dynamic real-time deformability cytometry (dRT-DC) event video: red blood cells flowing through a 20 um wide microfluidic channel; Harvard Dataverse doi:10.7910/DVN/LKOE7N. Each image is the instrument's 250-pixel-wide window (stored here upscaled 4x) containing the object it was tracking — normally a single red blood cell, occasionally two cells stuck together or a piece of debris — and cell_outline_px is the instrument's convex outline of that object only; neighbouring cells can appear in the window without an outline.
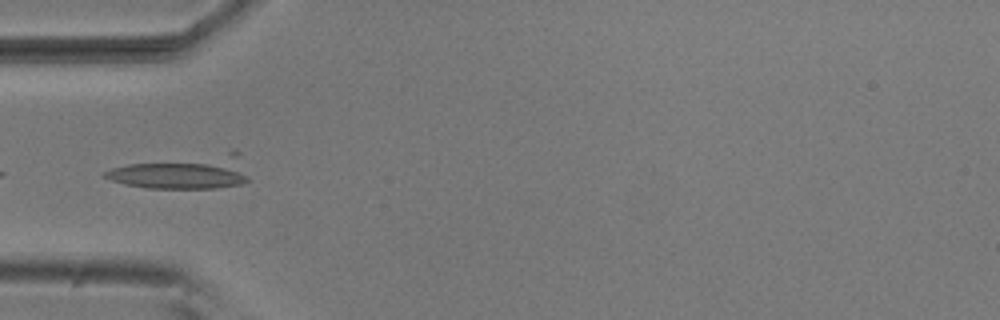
{"species": "common noctule bat (a hibernating species)", "species_latin": "Nyctalus noctula", "temperature_condition": "room temperature", "stored_images_in_passage": 4, "camera_frame_rate_fps": 3000, "um_per_image_px": 0.085, "animal": {"sex": "male", "body_mass_g": 20.5, "forearm_length_mm": 52.5}, "frame": {"image": 1, "passage_image": 4, "time_ms": 1.0, "image_size_px": [1000, 320], "cell_outline_px": [[252, 180], [240, 184], [216, 188], [148, 188], [124, 184], [112, 180], [104, 176], [100, 172], [112, 168], [128, 164], [236, 148], [240, 152]], "centroid_in_image_um": [15.74, 14.58], "position_along_channel_um": 69.3, "area_um2": 29.36}}